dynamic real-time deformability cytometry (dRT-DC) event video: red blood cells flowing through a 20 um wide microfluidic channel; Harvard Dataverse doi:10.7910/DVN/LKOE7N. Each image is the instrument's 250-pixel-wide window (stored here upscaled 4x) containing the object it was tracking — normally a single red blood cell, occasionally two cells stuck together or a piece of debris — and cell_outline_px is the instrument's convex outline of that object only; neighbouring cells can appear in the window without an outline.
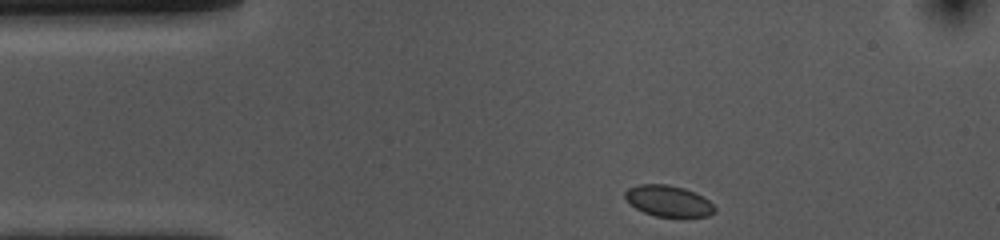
{"species": "common noctule bat (a hibernating species)", "species_latin": "Nyctalus noctula", "temperature_condition": "cold", "stored_images_in_passage": 35, "camera_frame_rate_fps": 3000, "um_per_image_px": 0.085, "animal": {"sex": "female", "body_mass_g": 10.0, "forearm_length_mm": 53.1}, "frame": {"image": 1, "passage_image": 1, "time_ms": 0.0, "image_size_px": [1000, 240], "cell_outline_px": [[716, 212], [708, 216], [656, 216], [644, 212], [636, 208], [624, 196], [624, 192], [628, 188], [640, 184], [668, 184], [684, 188], [704, 196], [716, 208]], "centroid_in_image_um": [56.83, 17.07], "position_along_channel_um": 28.2, "area_um2": 16.13}}
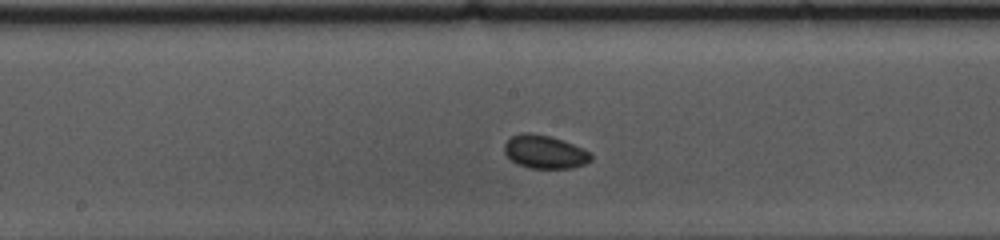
{"frame": {"image": 2, "passage_image": 19, "time_ms": 6.0, "image_size_px": [1000, 240], "cell_outline_px": [[592, 160], [584, 164], [572, 168], [528, 168], [516, 164], [504, 152], [504, 144], [512, 136], [524, 132], [528, 132], [552, 136], [584, 148], [592, 152]], "centroid_in_image_um": [46.33, 12.91], "position_along_channel_um": 201.9, "area_um2": 16.99}}
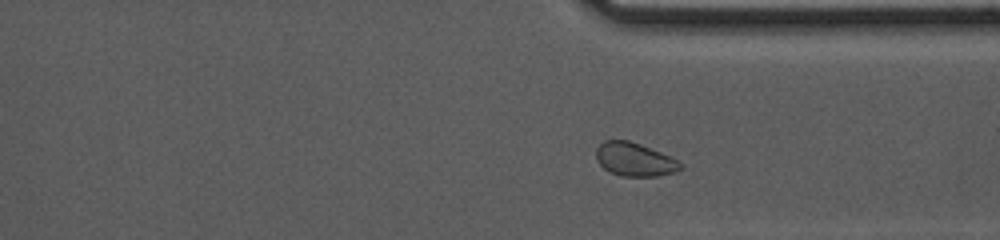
{"frame": {"image": 3, "passage_image": 32, "time_ms": 10.333, "image_size_px": [1000, 240], "cell_outline_px": [[684, 168], [676, 172], [656, 176], [620, 176], [608, 172], [596, 160], [596, 148], [604, 140], [628, 140], [640, 144], [660, 152], [684, 164]], "centroid_in_image_um": [53.93, 13.56], "position_along_channel_um": 357.5, "area_um2": 16.53}}